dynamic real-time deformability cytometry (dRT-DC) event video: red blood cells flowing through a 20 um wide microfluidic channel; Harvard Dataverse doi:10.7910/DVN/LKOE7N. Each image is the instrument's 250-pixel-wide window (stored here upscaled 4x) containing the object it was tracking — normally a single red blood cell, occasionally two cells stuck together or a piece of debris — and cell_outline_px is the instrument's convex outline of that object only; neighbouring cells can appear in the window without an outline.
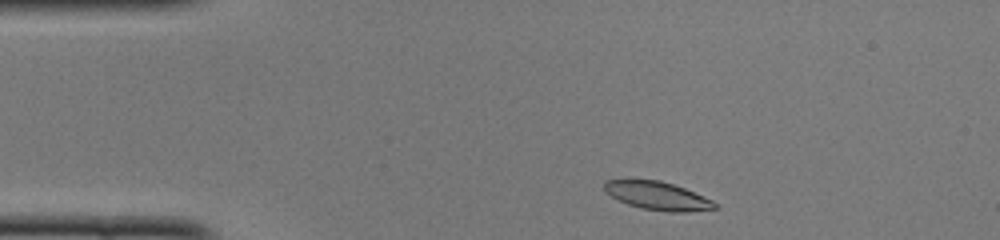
{"species": "common noctule bat (a hibernating species)", "species_latin": "Nyctalus noctula", "temperature_condition": "cold", "stored_images_in_passage": 42, "camera_frame_rate_fps": 3000, "um_per_image_px": 0.085, "animal": {"sex": "female", "body_mass_g": 22.0, "forearm_length_mm": 56.7}, "frame": {"image": 1, "passage_image": 2, "time_ms": 0.333, "image_size_px": [1000, 240], "cell_outline_px": [[716, 208], [684, 212], [668, 212], [640, 208], [628, 204], [612, 196], [604, 188], [604, 180], [660, 180], [684, 188], [704, 196], [712, 200], [716, 204]], "centroid_in_image_um": [55.9, 16.64], "position_along_channel_um": 29.1, "area_um2": 17.86}}
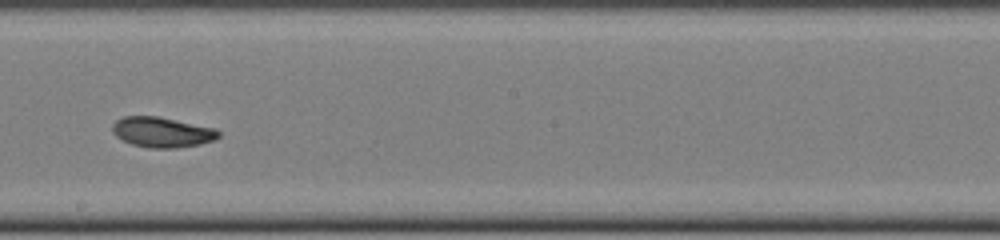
{"frame": {"image": 2, "passage_image": 21, "time_ms": 6.667, "image_size_px": [1000, 240], "cell_outline_px": [[220, 136], [216, 140], [200, 144], [176, 148], [148, 148], [132, 144], [116, 136], [112, 132], [112, 124], [116, 120], [124, 116], [156, 116], [216, 128], [220, 132]], "centroid_in_image_um": [13.79, 11.24], "position_along_channel_um": 234.4, "area_um2": 18.79}}
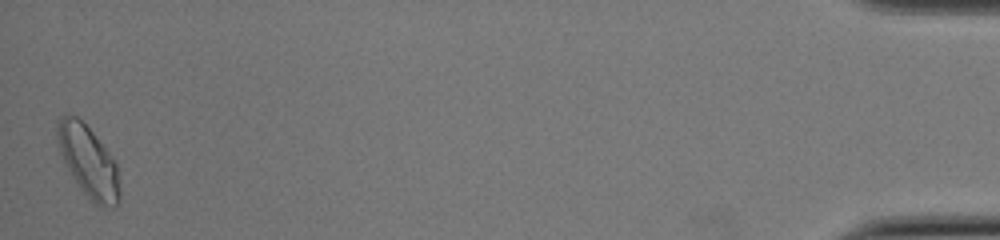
{"frame": {"image": 3, "passage_image": 42, "time_ms": 13.667, "image_size_px": [1000, 240], "cell_outline_px": [[120, 200], [112, 208], [104, 208], [96, 204], [80, 188], [68, 168], [60, 152], [56, 136], [56, 120], [60, 116], [76, 116], [92, 132], [108, 152], [116, 164], [120, 188]], "centroid_in_image_um": [7.51, 13.74], "position_along_channel_um": 427.7, "area_um2": 25.43}, "authors_computed_cell_mechanics": {"area_um2": 19.074, "velocity_mm_per_s": 4.0592, "shape_relaxation_time_tau1_ms": 4.0169, "shape_relaxation_time_tau2_ms": 3.0332, "deformation_change_tau1": 0.144, "deformation_change_tau2": 0.0716}}